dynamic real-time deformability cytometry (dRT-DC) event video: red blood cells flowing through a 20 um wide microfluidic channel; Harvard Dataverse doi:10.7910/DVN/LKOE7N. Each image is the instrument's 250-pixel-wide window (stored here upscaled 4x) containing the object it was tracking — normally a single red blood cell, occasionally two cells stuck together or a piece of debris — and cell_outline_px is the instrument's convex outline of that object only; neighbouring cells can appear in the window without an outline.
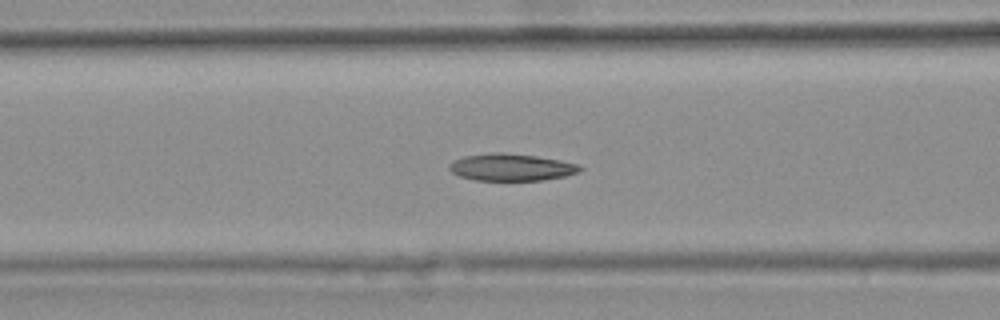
{"species": "common noctule bat (a hibernating species)", "species_latin": "Nyctalus noctula", "temperature_condition": "warm", "stored_images_in_passage": 45, "camera_frame_rate_fps": 3000, "um_per_image_px": 0.085, "animal": {"sex": "female", "body_mass_g": 25.1}, "frame": {"image": 1, "passage_image": 20, "time_ms": 6.333, "image_size_px": [1000, 320], "cell_outline_px": [[584, 168], [580, 172], [564, 176], [544, 180], [476, 180], [460, 176], [452, 172], [448, 168], [456, 160], [464, 156], [492, 152], [504, 152], [536, 156], [560, 160], [580, 164]], "centroid_in_image_um": [43.52, 14.21], "position_along_channel_um": 123.1, "area_um2": 20.58}, "authors_computed_cell_mechanics": {"area_um2": 20.7502, "velocity_mm_per_s": 3.7322, "shape_relaxation_time_tau1_ms": null, "shape_relaxation_time_tau2_ms": 3.266, "deformation_change_tau1": null, "deformation_change_tau2": 0.1035}}